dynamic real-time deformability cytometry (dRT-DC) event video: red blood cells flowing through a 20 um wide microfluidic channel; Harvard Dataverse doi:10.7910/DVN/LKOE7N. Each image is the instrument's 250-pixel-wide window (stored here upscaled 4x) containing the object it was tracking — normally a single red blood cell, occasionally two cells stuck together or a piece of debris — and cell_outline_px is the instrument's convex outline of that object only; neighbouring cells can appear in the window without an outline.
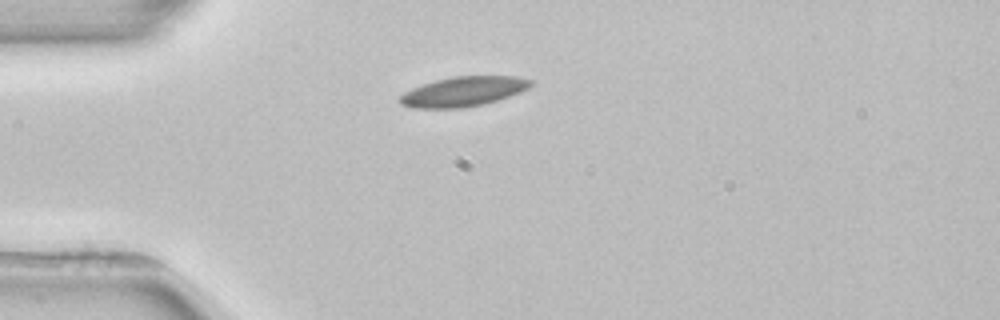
{"species": "common noctule bat (a hibernating species)", "species_latin": "Nyctalus noctula", "temperature_condition": "room temperature", "stored_images_in_passage": 1, "camera_frame_rate_fps": 3000, "um_per_image_px": 0.085, "animal": {"sex": "female", "body_mass_g": 22.7, "forearm_length_mm": 54.2}, "frame": {"image": 1, "passage_image": 1, "time_ms": 0.0, "image_size_px": [1000, 320], "cell_outline_px": [[532, 84], [528, 88], [520, 92], [484, 104], [460, 108], [412, 108], [400, 104], [400, 96], [404, 92], [412, 88], [436, 80], [452, 76], [516, 76], [532, 80]], "centroid_in_image_um": [39.37, 7.78], "position_along_channel_um": 45.6, "area_um2": 22.54}}